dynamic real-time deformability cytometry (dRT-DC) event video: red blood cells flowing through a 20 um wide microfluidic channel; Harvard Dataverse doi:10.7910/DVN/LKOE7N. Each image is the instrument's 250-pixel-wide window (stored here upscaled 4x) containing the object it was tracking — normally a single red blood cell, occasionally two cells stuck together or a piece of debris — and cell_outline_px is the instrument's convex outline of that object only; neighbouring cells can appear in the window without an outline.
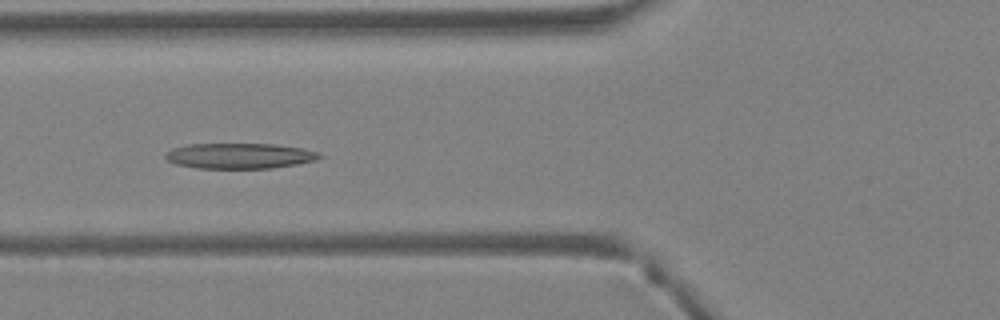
{"species": "Egyptian fruit bat (a non-hibernating species)", "species_latin": "Rousettus aegyptiacus", "temperature_condition": "warm", "stored_images_in_passage": 40, "camera_frame_rate_fps": 3000, "um_per_image_px": 0.085, "animal": {"sex": "female"}, "frame": {"image": 1, "passage_image": 15, "time_ms": 4.667, "image_size_px": [1000, 320], "cell_outline_px": [[324, 156], [316, 160], [296, 164], [272, 168], [196, 168], [176, 164], [168, 160], [164, 156], [172, 148], [188, 144], [272, 144], [300, 148], [320, 152]], "centroid_in_image_um": [20.38, 13.25], "position_along_channel_um": 105.4, "area_um2": 22.77}}
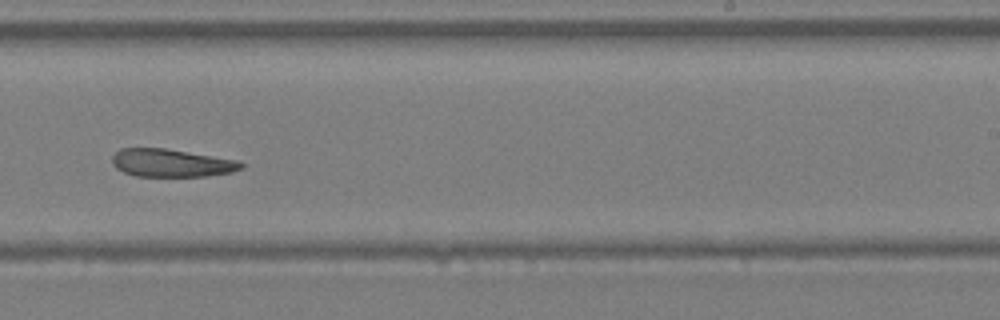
{"frame": {"image": 2, "passage_image": 25, "time_ms": 8.0, "image_size_px": [1000, 320], "cell_outline_px": [[244, 168], [232, 172], [208, 176], [136, 176], [124, 172], [116, 168], [112, 164], [112, 156], [120, 148], [164, 148], [240, 160], [244, 164]], "centroid_in_image_um": [14.6, 13.85], "position_along_channel_um": 274.4, "area_um2": 21.1}}
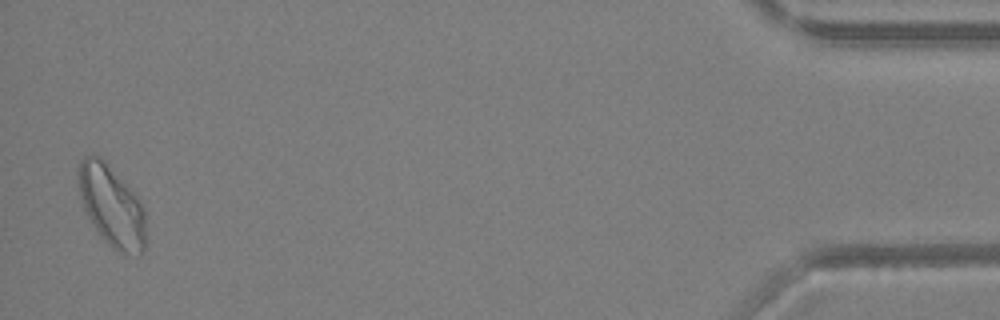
{"frame": {"image": 3, "passage_image": 39, "time_ms": 12.667, "image_size_px": [1000, 320], "cell_outline_px": [[144, 248], [140, 256], [124, 256], [116, 252], [112, 248], [96, 228], [88, 216], [84, 208], [80, 196], [76, 180], [76, 172], [80, 160], [84, 156], [100, 156], [104, 160], [140, 200], [144, 212]], "centroid_in_image_um": [9.46, 17.52], "position_along_channel_um": 425.7, "area_um2": 31.79}}